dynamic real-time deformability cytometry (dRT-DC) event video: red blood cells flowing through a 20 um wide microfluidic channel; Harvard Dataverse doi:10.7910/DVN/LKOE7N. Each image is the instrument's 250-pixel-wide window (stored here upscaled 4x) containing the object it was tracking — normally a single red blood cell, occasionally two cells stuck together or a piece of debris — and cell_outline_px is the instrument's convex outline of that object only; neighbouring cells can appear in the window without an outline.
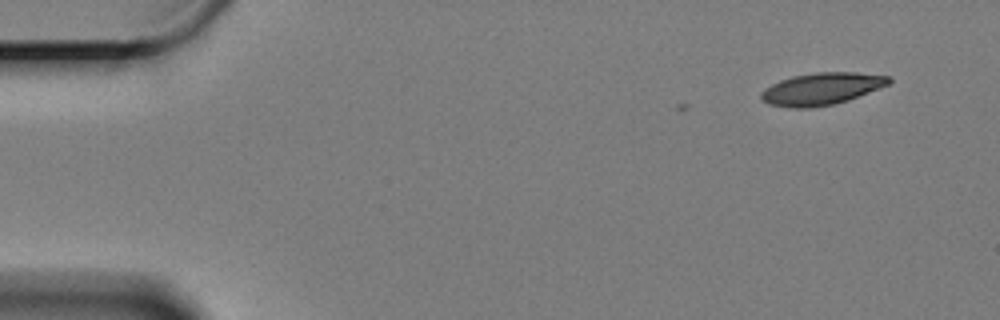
{"species": "Egyptian fruit bat (a non-hibernating species)", "species_latin": "Rousettus aegyptiacus", "temperature_condition": "cold", "stored_images_in_passage": 9, "camera_frame_rate_fps": 3000, "um_per_image_px": 0.085, "animal": {"sex": "female"}, "frame": {"image": 1, "passage_image": 1, "time_ms": 0.0, "image_size_px": [1000, 320], "cell_outline_px": [[892, 80], [888, 84], [880, 88], [848, 100], [832, 104], [812, 108], [792, 108], [768, 104], [760, 100], [760, 92], [764, 88], [780, 80], [792, 76], [816, 72], [856, 72], [888, 76]], "centroid_in_image_um": [69.79, 7.55], "position_along_channel_um": 15.2, "area_um2": 23.99}}